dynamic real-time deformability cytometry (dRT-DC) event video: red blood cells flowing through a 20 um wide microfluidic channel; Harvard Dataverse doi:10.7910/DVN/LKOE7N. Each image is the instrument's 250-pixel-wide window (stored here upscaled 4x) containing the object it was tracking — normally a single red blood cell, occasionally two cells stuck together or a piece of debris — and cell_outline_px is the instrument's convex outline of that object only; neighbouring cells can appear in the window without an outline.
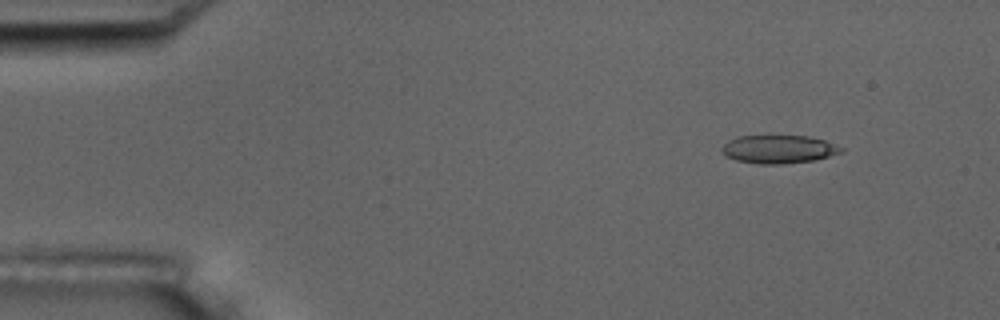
{"species": "common noctule bat (a hibernating species)", "species_latin": "Nyctalus noctula", "temperature_condition": "room temperature", "stored_images_in_passage": 4, "camera_frame_rate_fps": 3000, "um_per_image_px": 0.085, "animal": {"sex": "male", "body_mass_g": 17.5, "forearm_length_mm": 52.3}, "frame": {"image": 1, "passage_image": 2, "time_ms": 1.0, "image_size_px": [1000, 320], "cell_outline_px": [[844, 152], [812, 160], [780, 164], [756, 164], [736, 160], [728, 156], [720, 148], [728, 140], [740, 136], [808, 136], [824, 140], [844, 148]], "centroid_in_image_um": [66.19, 12.68], "position_along_channel_um": 18.8, "area_um2": 19.42}}